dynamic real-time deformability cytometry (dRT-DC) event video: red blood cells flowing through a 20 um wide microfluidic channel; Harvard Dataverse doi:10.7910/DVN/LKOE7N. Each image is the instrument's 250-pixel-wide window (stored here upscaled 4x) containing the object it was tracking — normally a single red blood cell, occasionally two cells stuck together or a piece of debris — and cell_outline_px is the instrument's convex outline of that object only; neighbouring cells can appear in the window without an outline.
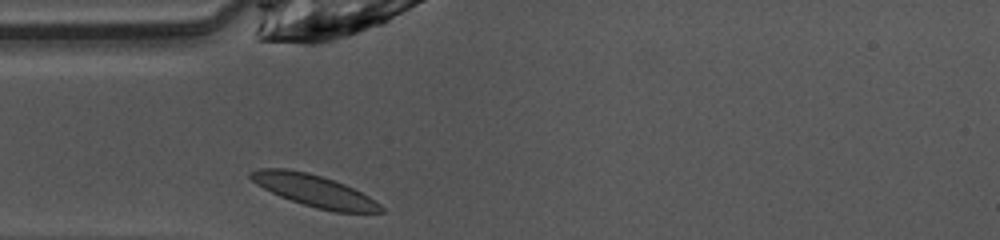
{"species": "common noctule bat (a hibernating species)", "species_latin": "Nyctalus noctula", "temperature_condition": "warm", "stored_images_in_passage": 26, "camera_frame_rate_fps": 3000, "um_per_image_px": 0.085, "animal": {"sex": "female", "body_mass_g": 10.0, "forearm_length_mm": 53.1}, "frame": {"image": 1, "passage_image": 1, "time_ms": 0.0, "image_size_px": [1000, 240], "cell_outline_px": [[384, 212], [336, 212], [316, 208], [280, 196], [256, 184], [248, 176], [248, 172], [260, 168], [284, 168], [308, 172], [344, 184], [368, 196], [380, 204], [384, 208]], "centroid_in_image_um": [26.68, 16.2], "position_along_channel_um": 58.3, "area_um2": 23.87}}
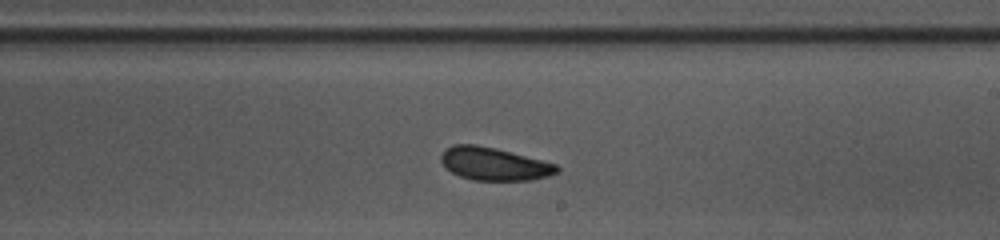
{"frame": {"image": 2, "passage_image": 15, "time_ms": 4.667, "image_size_px": [1000, 240], "cell_outline_px": [[560, 172], [548, 176], [532, 180], [476, 180], [460, 176], [452, 172], [440, 160], [440, 156], [444, 148], [452, 144], [476, 144], [496, 148], [556, 164], [560, 168]], "centroid_in_image_um": [41.99, 13.92], "position_along_channel_um": 247.0, "area_um2": 22.2}}
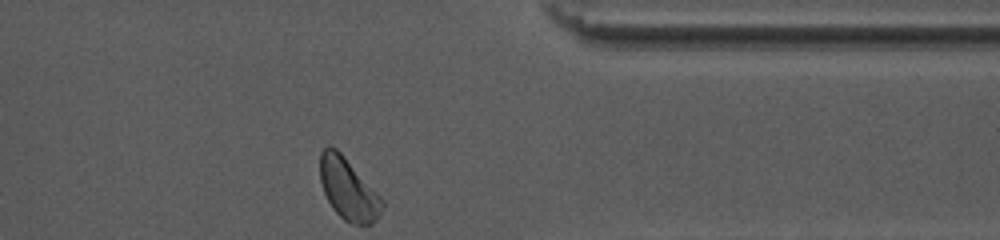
{"frame": {"image": 3, "passage_image": 26, "time_ms": 8.333, "image_size_px": [1000, 240], "cell_outline_px": [[384, 208], [380, 216], [372, 224], [352, 224], [344, 220], [332, 208], [324, 192], [320, 180], [320, 152], [328, 144], [336, 148], [344, 156], [384, 200]], "centroid_in_image_um": [29.61, 16.08], "position_along_channel_um": 381.8, "area_um2": 22.31}, "authors_computed_cell_mechanics": {"area_um2": 22.3686, "velocity_mm_per_s": 4.0535, "shape_relaxation_time_tau1_ms": 6.5387, "shape_relaxation_time_tau2_ms": null, "deformation_change_tau1": 0.2075, "deformation_change_tau2": null}}